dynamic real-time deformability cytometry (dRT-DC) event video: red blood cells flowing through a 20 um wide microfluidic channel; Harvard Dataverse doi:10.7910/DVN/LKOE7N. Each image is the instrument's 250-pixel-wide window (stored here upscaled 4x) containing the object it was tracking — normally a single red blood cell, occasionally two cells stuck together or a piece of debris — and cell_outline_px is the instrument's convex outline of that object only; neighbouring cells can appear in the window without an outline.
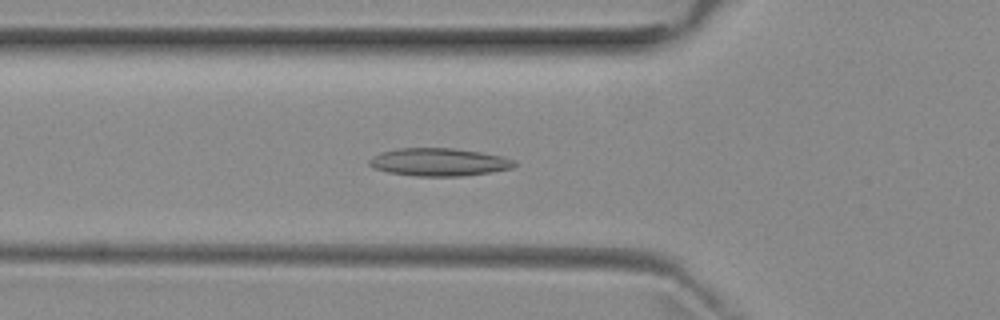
{"species": "common noctule bat (a hibernating species)", "species_latin": "Nyctalus noctula", "temperature_condition": "room temperature", "stored_images_in_passage": 46, "camera_frame_rate_fps": 3000, "um_per_image_px": 0.085, "animal": {"sex": "female", "body_mass_g": 29.2, "forearm_length_mm": 56.3}, "frame": {"image": 1, "passage_image": 12, "time_ms": 3.667, "image_size_px": [1000, 320], "cell_outline_px": [[516, 164], [512, 168], [492, 172], [464, 176], [416, 176], [388, 172], [372, 168], [368, 164], [368, 160], [380, 152], [400, 148], [456, 148], [480, 152], [500, 156], [516, 160]], "centroid_in_image_um": [37.3, 13.78], "position_along_channel_um": 88.5, "area_um2": 23.64}}
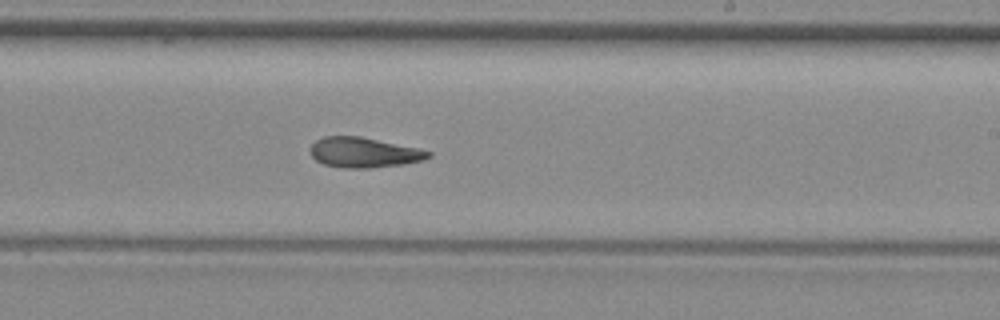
{"frame": {"image": 2, "passage_image": 25, "time_ms": 8.0, "image_size_px": [1000, 320], "cell_outline_px": [[432, 156], [424, 160], [404, 164], [372, 168], [344, 168], [324, 164], [316, 160], [312, 156], [312, 144], [316, 140], [324, 136], [360, 136], [416, 148], [432, 152]], "centroid_in_image_um": [30.95, 12.97], "position_along_channel_um": 258.1, "area_um2": 20.58}}
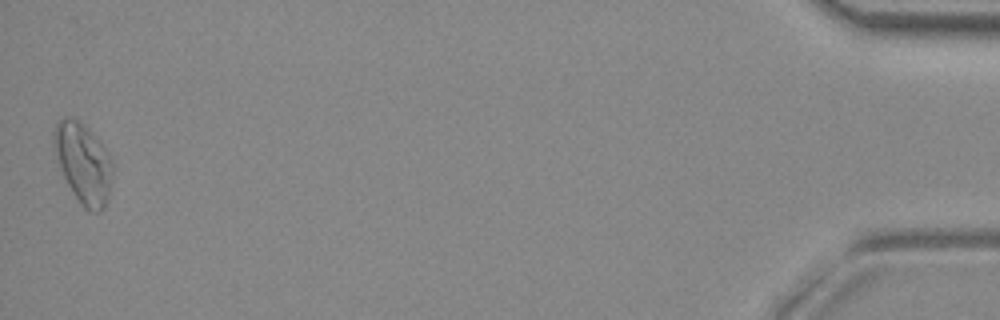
{"frame": {"image": 3, "passage_image": 46, "time_ms": 15.0, "image_size_px": [1000, 320], "cell_outline_px": [[112, 176], [108, 200], [104, 208], [100, 212], [88, 212], [84, 208], [72, 192], [60, 168], [52, 140], [52, 132], [56, 120], [64, 116], [68, 116], [80, 120], [100, 140], [112, 160]], "centroid_in_image_um": [7.07, 13.83], "position_along_channel_um": 428.1, "area_um2": 27.86}, "authors_computed_cell_mechanics": {"area_um2": 21.7039, "velocity_mm_per_s": 3.9053, "shape_relaxation_time_tau1_ms": null, "shape_relaxation_time_tau2_ms": 3.7024, "deformation_change_tau1": null, "deformation_change_tau2": 0.0866}}